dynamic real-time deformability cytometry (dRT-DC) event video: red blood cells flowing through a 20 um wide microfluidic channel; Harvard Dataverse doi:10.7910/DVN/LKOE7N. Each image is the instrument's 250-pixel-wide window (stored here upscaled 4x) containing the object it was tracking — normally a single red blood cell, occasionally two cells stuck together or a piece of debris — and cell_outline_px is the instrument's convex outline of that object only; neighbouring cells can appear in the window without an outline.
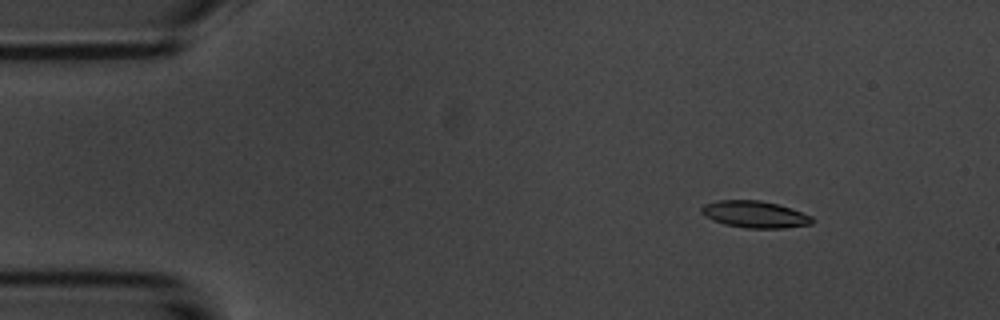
{"species": "common noctule bat (a hibernating species)", "species_latin": "Nyctalus noctula", "temperature_condition": "room temperature", "stored_images_in_passage": 7, "camera_frame_rate_fps": 3000, "um_per_image_px": 0.085, "animal": {"sex": "male", "body_mass_g": 20.1, "forearm_length_mm": 53.5}, "frame": {"image": 1, "passage_image": 2, "time_ms": 1.333, "image_size_px": [1000, 320], "cell_outline_px": [[812, 224], [784, 228], [748, 228], [724, 224], [712, 220], [700, 212], [700, 208], [704, 204], [716, 200], [760, 200], [780, 204], [792, 208], [812, 216]], "centroid_in_image_um": [64.15, 18.21], "position_along_channel_um": 20.9, "area_um2": 17.46}}
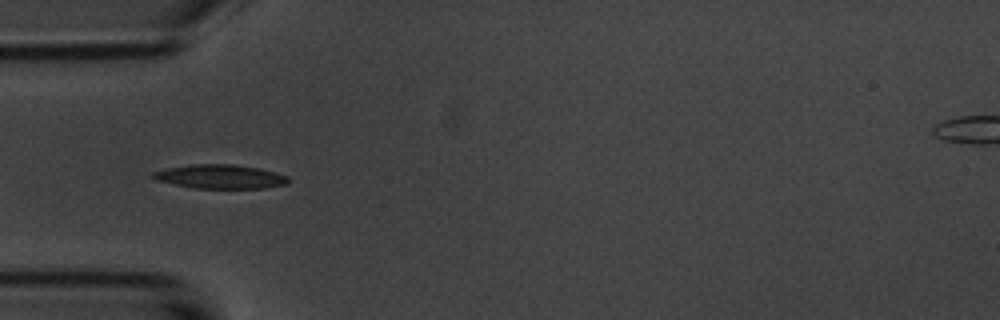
{"frame": {"image": 2, "passage_image": 5, "time_ms": 4.667, "image_size_px": [1000, 320], "cell_outline_px": [[288, 184], [264, 188], [192, 188], [156, 180], [152, 176], [152, 172], [164, 168], [192, 164], [232, 164], [260, 168], [288, 176]], "centroid_in_image_um": [18.7, 15.01], "position_along_channel_um": 66.3, "area_um2": 18.96}}
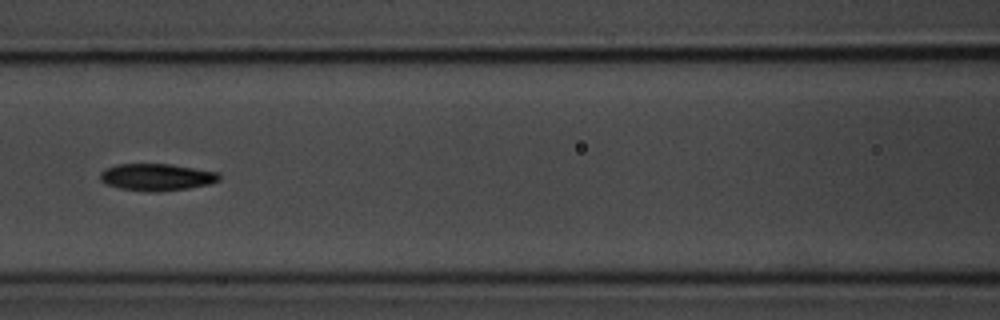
{"frame": {"image": 3, "passage_image": 7, "time_ms": 7.0, "image_size_px": [1000, 320], "cell_outline_px": [[220, 180], [208, 184], [188, 188], [160, 192], [148, 192], [120, 188], [104, 184], [100, 180], [100, 172], [104, 168], [116, 164], [168, 164], [220, 172]], "centroid_in_image_um": [13.28, 15.06], "position_along_channel_um": 153.3, "area_um2": 18.9}}